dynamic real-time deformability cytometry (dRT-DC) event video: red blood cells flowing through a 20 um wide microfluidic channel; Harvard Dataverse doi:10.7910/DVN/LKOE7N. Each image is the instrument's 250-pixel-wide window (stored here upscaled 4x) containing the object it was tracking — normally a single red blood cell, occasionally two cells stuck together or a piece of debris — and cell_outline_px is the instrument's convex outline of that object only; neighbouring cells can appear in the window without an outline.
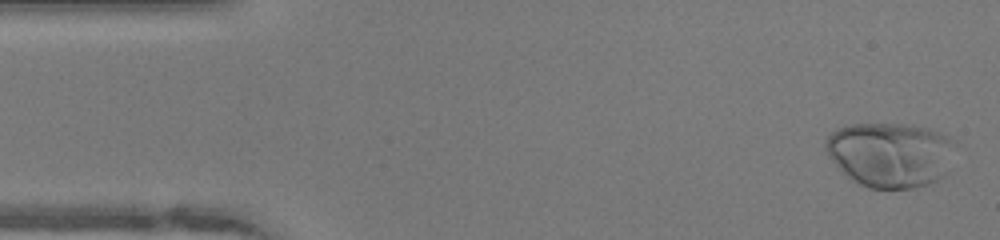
{"species": "human", "species_latin": "Homo sapiens", "temperature_condition": "warm", "stored_images_in_passage": 49, "camera_frame_rate_fps": 3000, "um_per_image_px": 0.085, "donor": {"sex": "female"}, "frame": {"image": 1, "passage_image": 2, "time_ms": 0.333, "image_size_px": [1000, 240], "cell_outline_px": [[948, 172], [944, 176], [928, 184], [916, 188], [868, 188], [852, 180], [828, 156], [824, 148], [824, 144], [828, 136], [832, 132], [840, 128], [852, 124], [912, 124], [928, 128], [948, 136]], "centroid_in_image_um": [75.6, 13.14], "position_along_channel_um": 9.4, "area_um2": 48.21}}
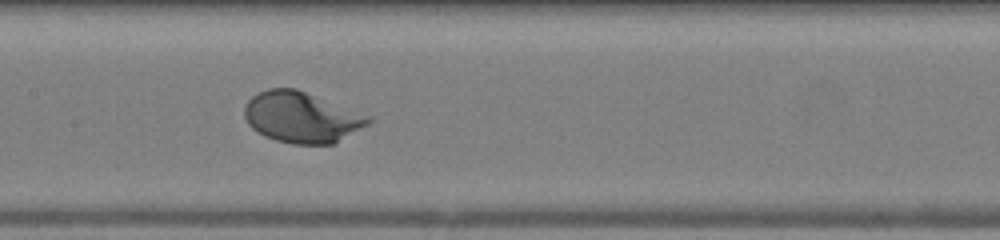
{"frame": {"image": 2, "passage_image": 23, "time_ms": 7.333, "image_size_px": [1000, 240], "cell_outline_px": [[372, 120], [368, 124], [332, 144], [292, 144], [276, 140], [264, 136], [252, 128], [248, 124], [244, 116], [244, 108], [248, 100], [252, 96], [268, 88], [296, 88], [372, 116]], "centroid_in_image_um": [25.62, 9.96], "position_along_channel_um": 181.8, "area_um2": 36.65}}
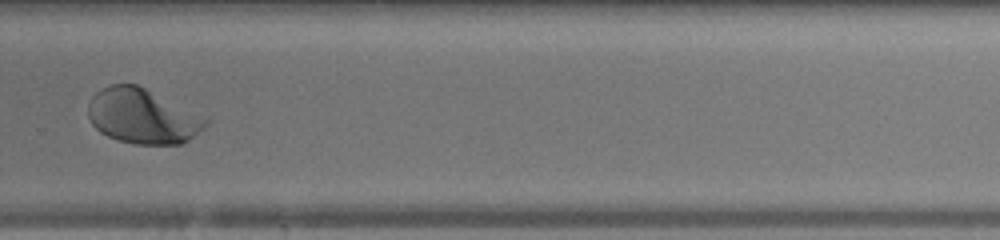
{"frame": {"image": 3, "passage_image": 33, "time_ms": 10.667, "image_size_px": [1000, 240], "cell_outline_px": [[208, 124], [204, 128], [184, 144], [136, 144], [120, 140], [108, 136], [100, 132], [92, 124], [88, 116], [88, 104], [92, 96], [100, 88], [112, 84], [136, 84], [208, 120]], "centroid_in_image_um": [12.06, 9.89], "position_along_channel_um": 317.7, "area_um2": 36.93}}